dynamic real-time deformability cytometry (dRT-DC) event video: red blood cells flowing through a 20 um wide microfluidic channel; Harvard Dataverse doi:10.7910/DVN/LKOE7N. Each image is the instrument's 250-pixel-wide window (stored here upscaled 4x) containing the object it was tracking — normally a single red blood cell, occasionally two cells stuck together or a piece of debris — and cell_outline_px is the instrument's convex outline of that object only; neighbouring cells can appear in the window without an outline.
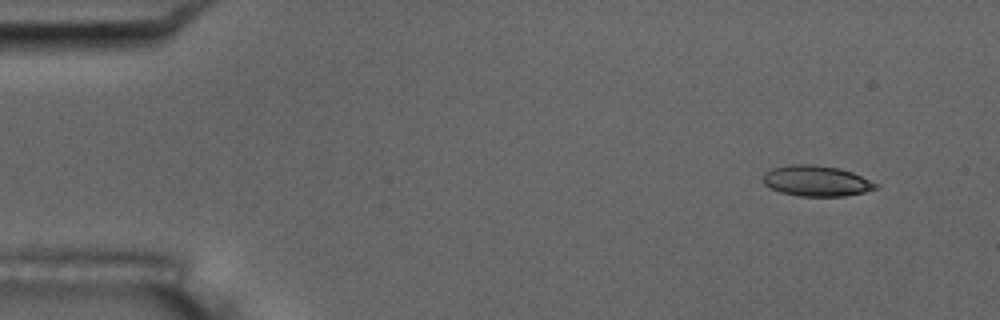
{"species": "common noctule bat (a hibernating species)", "species_latin": "Nyctalus noctula", "temperature_condition": "room temperature", "stored_images_in_passage": 4, "camera_frame_rate_fps": 3000, "um_per_image_px": 0.085, "animal": {"sex": "male", "body_mass_g": 17.5, "forearm_length_mm": 52.3}, "frame": {"image": 1, "passage_image": 1, "time_ms": 0.0, "image_size_px": [1000, 320], "cell_outline_px": [[880, 184], [876, 188], [864, 192], [844, 196], [800, 196], [780, 192], [764, 184], [764, 172], [772, 168], [792, 164], [812, 164], [840, 168], [852, 172]], "centroid_in_image_um": [69.41, 15.37], "position_along_channel_um": 15.6, "area_um2": 20.11}}
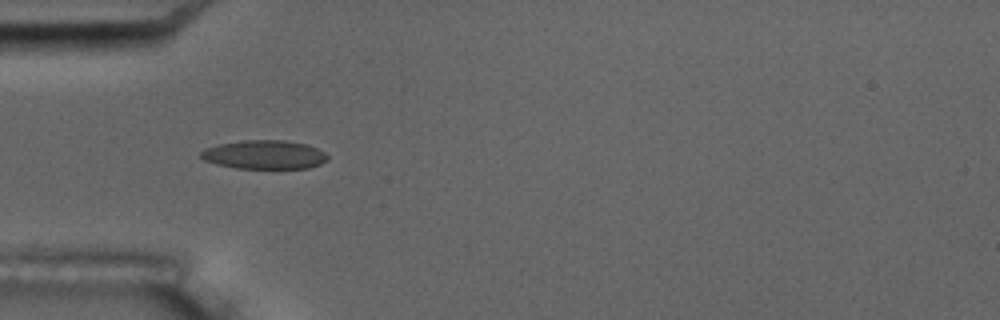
{"frame": {"image": 2, "passage_image": 4, "time_ms": 4.333, "image_size_px": [1000, 320], "cell_outline_px": [[328, 160], [320, 164], [308, 168], [236, 168], [216, 164], [204, 160], [200, 156], [200, 152], [204, 148], [220, 144], [244, 140], [284, 140], [304, 144], [316, 148], [324, 152], [328, 156]], "centroid_in_image_um": [22.46, 13.15], "position_along_channel_um": 62.5, "area_um2": 21.15}}